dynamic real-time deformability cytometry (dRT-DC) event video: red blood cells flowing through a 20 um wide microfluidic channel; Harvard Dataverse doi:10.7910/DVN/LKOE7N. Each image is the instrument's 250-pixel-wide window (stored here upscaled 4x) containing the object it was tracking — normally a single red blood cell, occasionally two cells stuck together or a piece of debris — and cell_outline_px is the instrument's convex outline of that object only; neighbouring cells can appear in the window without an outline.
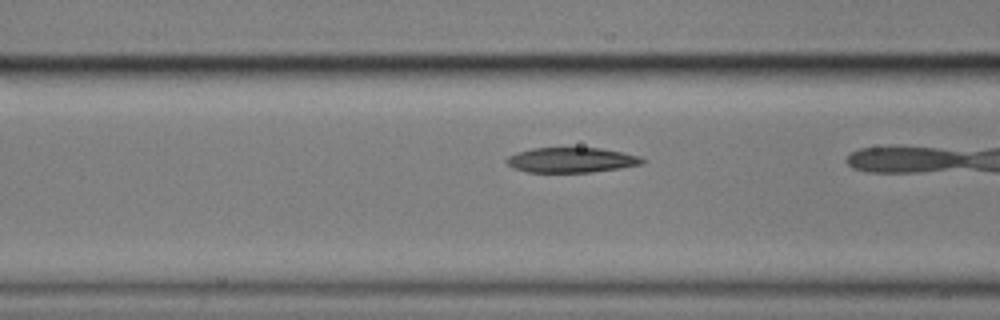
{"species": "common noctule bat (a hibernating species)", "species_latin": "Nyctalus noctula", "temperature_condition": "cold", "stored_images_in_passage": 19, "camera_frame_rate_fps": 3000, "um_per_image_px": 0.085, "animal": {"sex": "male", "body_mass_g": 17.9}, "frame": {"image": 1, "passage_image": 18, "time_ms": 5.667, "image_size_px": [1000, 320], "cell_outline_px": [[644, 164], [620, 168], [592, 172], [528, 172], [512, 168], [504, 160], [508, 156], [532, 148], [600, 148], [624, 152], [640, 156], [644, 160]], "centroid_in_image_um": [48.58, 13.6], "position_along_channel_um": 118.0, "area_um2": 19.83}}